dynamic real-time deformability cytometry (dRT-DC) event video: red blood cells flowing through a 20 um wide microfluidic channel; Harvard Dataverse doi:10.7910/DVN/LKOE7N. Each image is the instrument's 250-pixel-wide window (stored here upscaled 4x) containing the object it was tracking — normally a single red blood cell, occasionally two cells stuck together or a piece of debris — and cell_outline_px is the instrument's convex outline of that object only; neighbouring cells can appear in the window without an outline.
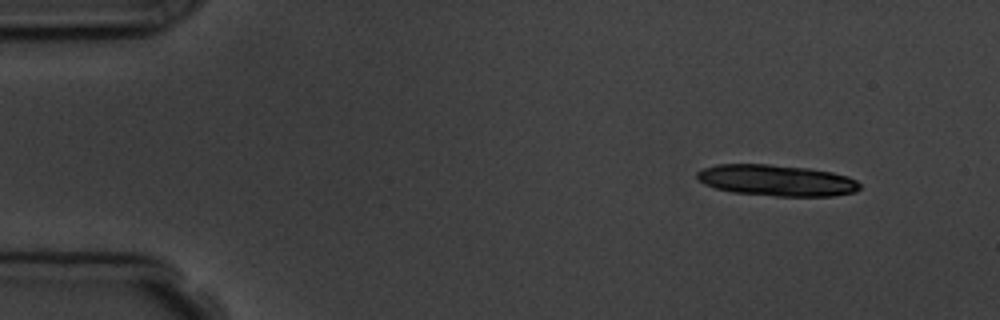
{"species": "common noctule bat (a hibernating species)", "species_latin": "Nyctalus noctula", "temperature_condition": "room temperature", "stored_images_in_passage": 4, "camera_frame_rate_fps": 3000, "um_per_image_px": 0.085, "animal": {"sex": "male", "body_mass_g": 19.5, "forearm_length_mm": 54.6}, "frame": {"image": 1, "passage_image": 1, "time_ms": 0.0, "image_size_px": [1000, 320], "cell_outline_px": [[860, 188], [856, 192], [832, 196], [776, 196], [732, 192], [716, 188], [704, 184], [696, 176], [696, 172], [704, 168], [716, 164], [768, 164], [808, 168], [832, 172], [848, 176], [856, 180], [860, 184]], "centroid_in_image_um": [66.02, 15.33], "position_along_channel_um": 19.0, "area_um2": 29.65}}